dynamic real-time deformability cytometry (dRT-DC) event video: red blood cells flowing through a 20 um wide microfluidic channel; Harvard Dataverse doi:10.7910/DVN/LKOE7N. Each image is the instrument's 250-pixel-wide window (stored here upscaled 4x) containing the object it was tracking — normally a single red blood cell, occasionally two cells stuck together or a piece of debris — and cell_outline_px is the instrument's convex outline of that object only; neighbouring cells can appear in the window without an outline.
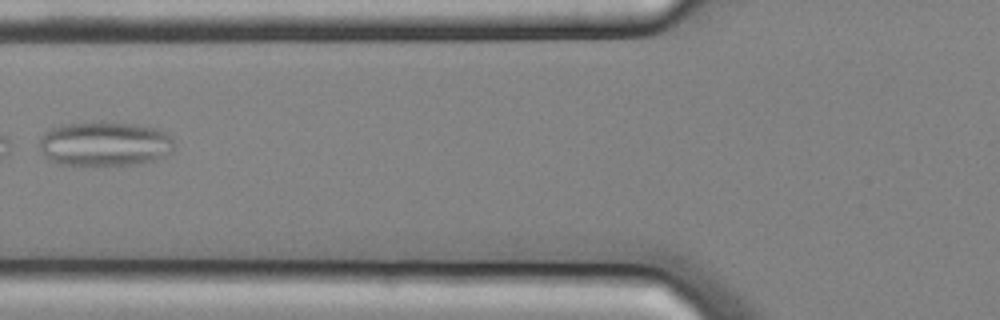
{"species": "common noctule bat (a hibernating species)", "species_latin": "Nyctalus noctula", "temperature_condition": "cold", "stored_images_in_passage": 5, "camera_frame_rate_fps": 3000, "um_per_image_px": 0.085, "animal": {"sex": "male", "body_mass_g": 20.4}, "frame": {"image": 1, "passage_image": 4, "time_ms": 1.0, "image_size_px": [1000, 320], "cell_outline_px": [[172, 152], [164, 156], [152, 160], [132, 164], [60, 164], [48, 160], [40, 152], [40, 140], [44, 132], [48, 128], [60, 124], [136, 124], [156, 128], [172, 136]], "centroid_in_image_um": [8.86, 12.23], "position_along_channel_um": 116.9, "area_um2": 34.22}}